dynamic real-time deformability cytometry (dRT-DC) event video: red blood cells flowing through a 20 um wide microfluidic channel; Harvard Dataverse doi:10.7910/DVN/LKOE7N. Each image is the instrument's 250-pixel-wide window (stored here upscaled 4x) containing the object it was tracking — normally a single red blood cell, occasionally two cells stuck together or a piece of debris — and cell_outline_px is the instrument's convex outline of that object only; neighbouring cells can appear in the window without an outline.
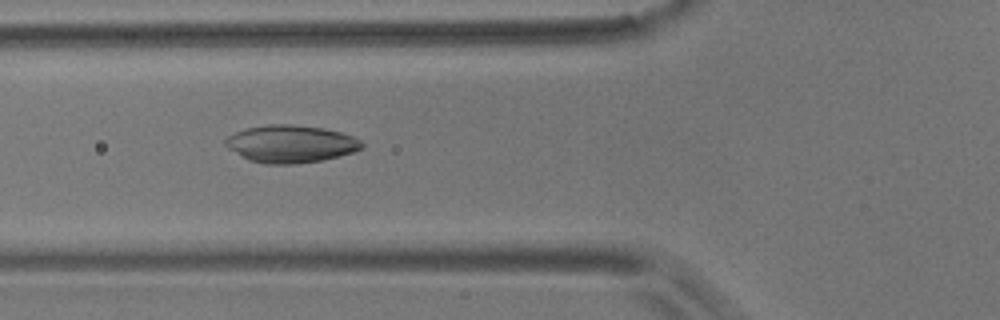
{"species": "common noctule bat (a hibernating species)", "species_latin": "Nyctalus noctula", "temperature_condition": "room temperature", "stored_images_in_passage": 21, "camera_frame_rate_fps": 3000, "um_per_image_px": 0.085, "animal": {"sex": "male", "body_mass_g": 17.9}, "frame": {"image": 1, "passage_image": 4, "time_ms": 1.0, "image_size_px": [1000, 320], "cell_outline_px": [[364, 148], [340, 156], [324, 160], [296, 164], [268, 164], [248, 160], [228, 148], [224, 144], [224, 140], [228, 136], [244, 128], [268, 124], [292, 124], [324, 128], [340, 132], [352, 136], [360, 140], [364, 144]], "centroid_in_image_um": [24.71, 12.23], "position_along_channel_um": 101.1, "area_um2": 30.0}}
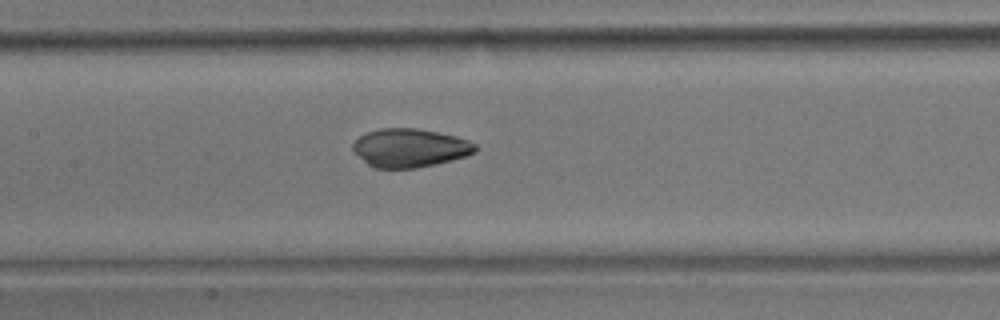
{"frame": {"image": 2, "passage_image": 10, "time_ms": 3.0, "image_size_px": [1000, 320], "cell_outline_px": [[476, 152], [468, 156], [436, 164], [416, 168], [376, 168], [368, 164], [352, 148], [352, 144], [360, 136], [368, 132], [380, 128], [416, 128], [456, 136], [468, 140], [476, 144]], "centroid_in_image_um": [34.88, 12.57], "position_along_channel_um": 172.5, "area_um2": 27.34}}
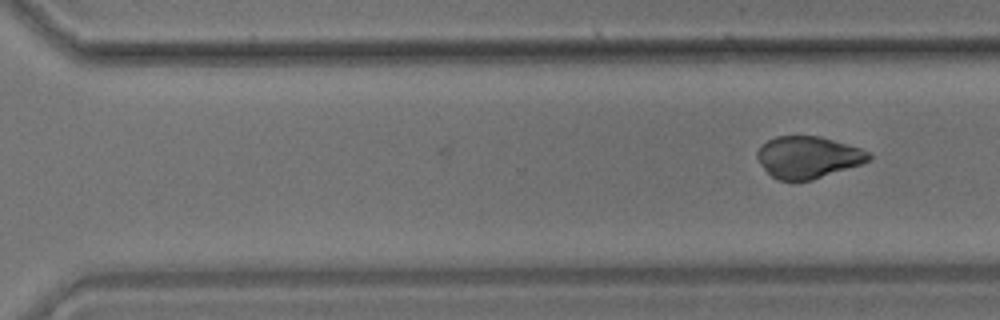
{"frame": {"image": 3, "passage_image": 21, "time_ms": 6.667, "image_size_px": [1000, 320], "cell_outline_px": [[872, 156], [868, 160], [860, 164], [812, 180], [780, 180], [772, 176], [760, 164], [756, 156], [756, 152], [768, 140], [776, 136], [820, 136], [860, 148], [868, 152]], "centroid_in_image_um": [68.66, 13.36], "position_along_channel_um": 301.9, "area_um2": 26.82}}